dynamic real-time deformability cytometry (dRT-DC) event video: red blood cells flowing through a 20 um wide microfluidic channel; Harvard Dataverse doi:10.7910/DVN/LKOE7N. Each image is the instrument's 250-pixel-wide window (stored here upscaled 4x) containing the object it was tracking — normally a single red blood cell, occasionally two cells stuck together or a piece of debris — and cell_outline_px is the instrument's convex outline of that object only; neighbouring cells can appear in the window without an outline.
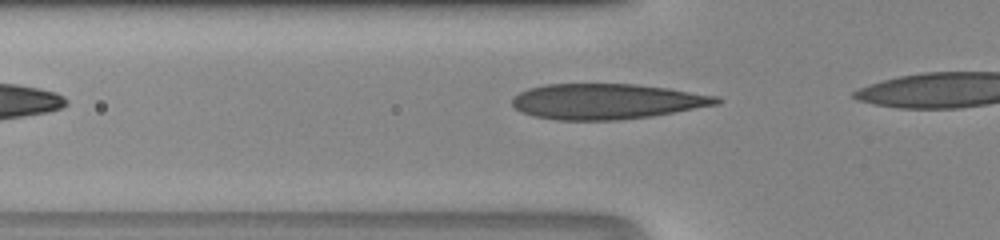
{"species": "human", "species_latin": "Homo sapiens", "temperature_condition": "room temperature", "stored_images_in_passage": 4, "camera_frame_rate_fps": 3000, "um_per_image_px": 0.085, "donor": {"sex": "male"}, "frame": {"image": 1, "passage_image": 2, "time_ms": 0.333, "image_size_px": [1000, 240], "cell_outline_px": [[724, 100], [720, 104], [652, 116], [620, 120], [556, 120], [536, 116], [520, 112], [512, 104], [512, 100], [520, 92], [528, 88], [544, 84], [636, 84], [668, 88], [716, 96]], "centroid_in_image_um": [51.58, 8.62], "position_along_channel_um": 74.2, "area_um2": 42.25}}